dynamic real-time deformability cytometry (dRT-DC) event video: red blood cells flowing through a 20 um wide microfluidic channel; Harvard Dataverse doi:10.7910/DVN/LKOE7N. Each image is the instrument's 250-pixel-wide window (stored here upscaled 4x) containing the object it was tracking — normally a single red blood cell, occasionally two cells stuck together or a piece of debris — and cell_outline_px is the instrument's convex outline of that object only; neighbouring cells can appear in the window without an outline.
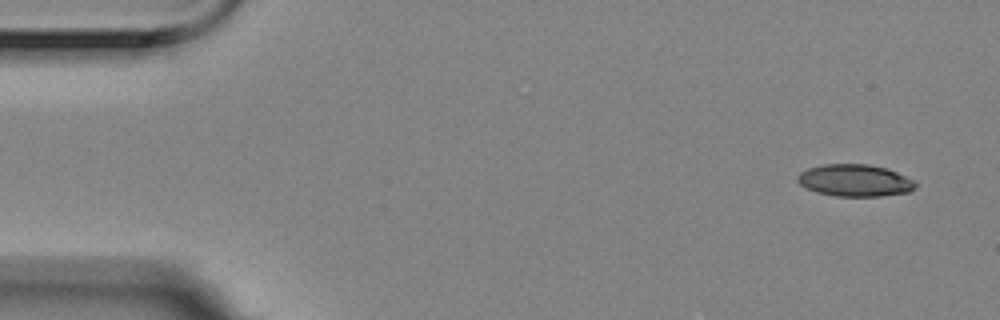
{"species": "Egyptian fruit bat (a non-hibernating species)", "species_latin": "Rousettus aegyptiacus", "temperature_condition": "room temperature", "stored_images_in_passage": 4, "camera_frame_rate_fps": 3000, "um_per_image_px": 0.085, "animal": {"sex": "female"}, "frame": {"image": 1, "passage_image": 1, "time_ms": 0.0, "image_size_px": [1000, 320], "cell_outline_px": [[916, 188], [908, 192], [880, 196], [836, 196], [816, 192], [800, 184], [796, 180], [796, 176], [800, 172], [808, 168], [824, 164], [868, 164], [888, 168], [912, 180], [916, 184]], "centroid_in_image_um": [72.64, 15.33], "position_along_channel_um": 12.4, "area_um2": 21.96}}
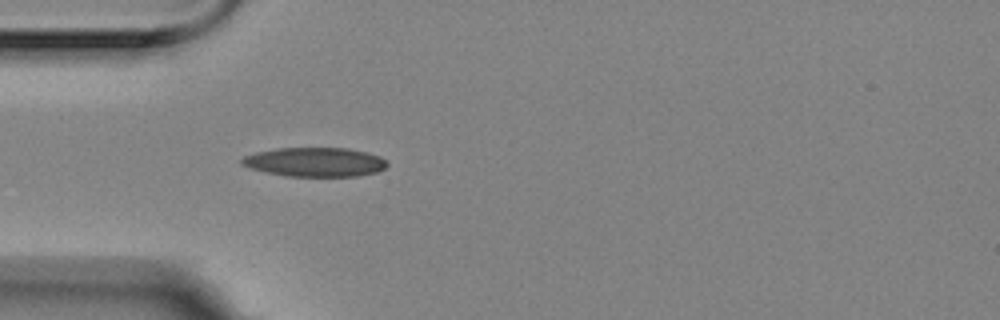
{"frame": {"image": 2, "passage_image": 4, "time_ms": 1.0, "image_size_px": [1000, 320], "cell_outline_px": [[388, 164], [384, 168], [376, 172], [356, 176], [284, 176], [264, 172], [240, 164], [240, 160], [244, 156], [256, 152], [276, 148], [348, 148], [368, 152], [380, 156]], "centroid_in_image_um": [26.75, 13.77], "position_along_channel_um": 58.3, "area_um2": 24.74}}